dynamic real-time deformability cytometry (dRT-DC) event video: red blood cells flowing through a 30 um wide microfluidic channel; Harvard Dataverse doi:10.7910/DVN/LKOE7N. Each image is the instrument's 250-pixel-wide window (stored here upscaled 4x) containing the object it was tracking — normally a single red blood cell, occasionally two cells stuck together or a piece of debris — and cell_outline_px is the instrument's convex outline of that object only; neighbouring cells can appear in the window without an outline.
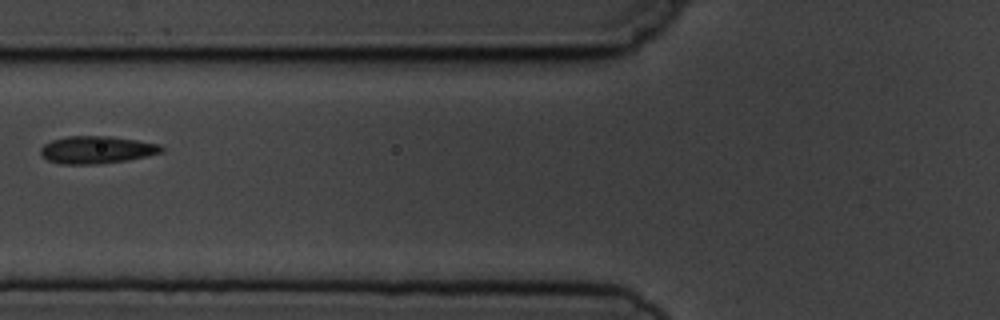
{"species": "common noctule bat (a hibernating species)", "species_latin": "Nyctalus noctula", "temperature_condition": "cold", "stored_images_in_passage": 3, "camera_frame_rate_fps": 3000, "um_per_image_px": 0.085, "animal": {"sex": "male", "body_mass_g": 19.5, "forearm_length_mm": 54.6}, "frame": {"image": 1, "passage_image": 2, "time_ms": 1.333, "image_size_px": [1000, 320], "cell_outline_px": [[164, 152], [128, 160], [100, 164], [60, 164], [48, 160], [40, 156], [40, 148], [44, 144], [52, 140], [68, 136], [112, 136], [160, 144], [164, 148]], "centroid_in_image_um": [8.21, 12.73], "position_along_channel_um": 117.6, "area_um2": 19.54}}
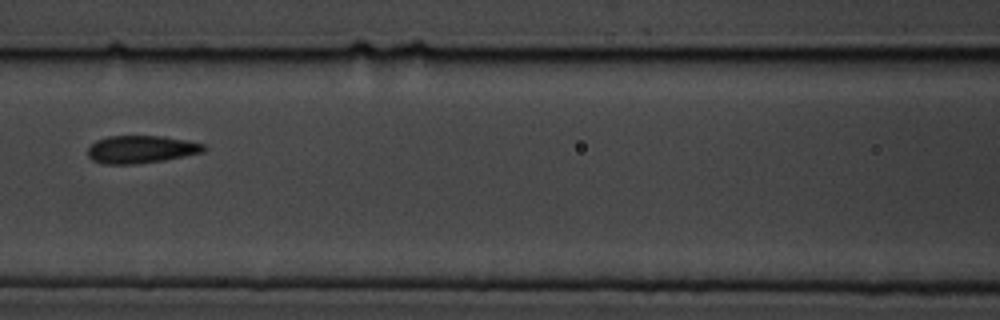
{"frame": {"image": 2, "passage_image": 3, "time_ms": 2.333, "image_size_px": [1000, 320], "cell_outline_px": [[208, 148], [204, 152], [164, 160], [136, 164], [104, 164], [92, 160], [88, 156], [88, 148], [96, 140], [108, 136], [164, 136], [188, 140], [204, 144]], "centroid_in_image_um": [12.01, 12.69], "position_along_channel_um": 154.6, "area_um2": 18.84}}